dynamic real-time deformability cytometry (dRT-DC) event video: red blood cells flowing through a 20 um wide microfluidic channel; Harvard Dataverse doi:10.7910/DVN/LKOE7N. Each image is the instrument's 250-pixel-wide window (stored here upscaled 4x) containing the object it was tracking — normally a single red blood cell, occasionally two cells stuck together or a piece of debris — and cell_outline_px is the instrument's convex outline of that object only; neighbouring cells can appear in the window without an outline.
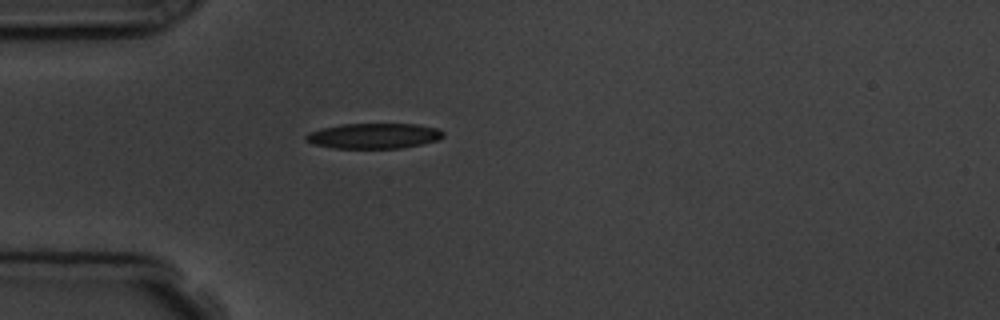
{"species": "common noctule bat (a hibernating species)", "species_latin": "Nyctalus noctula", "temperature_condition": "room temperature", "stored_images_in_passage": 1, "camera_frame_rate_fps": 3000, "um_per_image_px": 0.085, "animal": {"sex": "male", "body_mass_g": 19.5, "forearm_length_mm": 54.6}, "frame": {"image": 1, "passage_image": 1, "time_ms": 0.0, "image_size_px": [1000, 320], "cell_outline_px": [[444, 136], [436, 140], [420, 144], [400, 148], [332, 148], [312, 144], [304, 140], [304, 136], [308, 132], [324, 128], [344, 124], [416, 124], [440, 128], [444, 132]], "centroid_in_image_um": [31.76, 11.55], "position_along_channel_um": 53.2, "area_um2": 20.29}}